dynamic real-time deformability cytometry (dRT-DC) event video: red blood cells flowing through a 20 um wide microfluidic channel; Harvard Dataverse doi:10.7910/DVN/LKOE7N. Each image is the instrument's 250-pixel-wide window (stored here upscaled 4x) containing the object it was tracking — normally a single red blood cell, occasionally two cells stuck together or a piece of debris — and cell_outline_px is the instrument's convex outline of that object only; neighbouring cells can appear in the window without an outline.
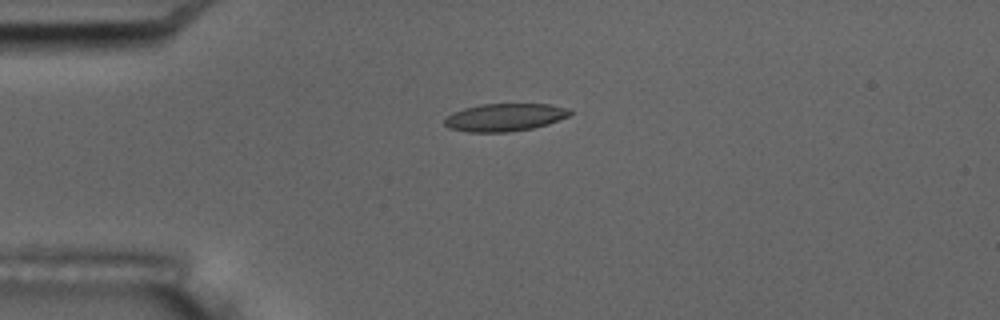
{"species": "common noctule bat (a hibernating species)", "species_latin": "Nyctalus noctula", "temperature_condition": "room temperature", "stored_images_in_passage": 5, "camera_frame_rate_fps": 3000, "um_per_image_px": 0.085, "animal": {"sex": "male", "body_mass_g": 17.5, "forearm_length_mm": 52.3}, "frame": {"image": 1, "passage_image": 4, "time_ms": 3.333, "image_size_px": [1000, 320], "cell_outline_px": [[572, 112], [568, 116], [548, 124], [532, 128], [508, 132], [468, 132], [448, 128], [444, 124], [444, 120], [452, 112], [464, 108], [480, 104], [548, 104], [568, 108]], "centroid_in_image_um": [42.88, 9.97], "position_along_channel_um": 42.1, "area_um2": 20.23}}